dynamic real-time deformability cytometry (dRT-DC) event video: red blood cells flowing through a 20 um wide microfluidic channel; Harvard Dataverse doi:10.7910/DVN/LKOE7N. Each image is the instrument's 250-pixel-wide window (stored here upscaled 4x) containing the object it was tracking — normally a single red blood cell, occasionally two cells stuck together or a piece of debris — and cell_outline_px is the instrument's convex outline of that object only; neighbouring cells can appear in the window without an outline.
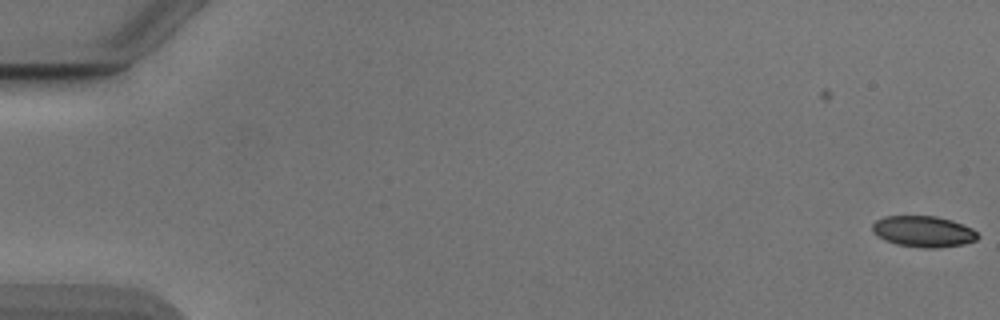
{"species": "Egyptian fruit bat (a non-hibernating species)", "species_latin": "Rousettus aegyptiacus", "temperature_condition": "cold", "stored_images_in_passage": 5, "camera_frame_rate_fps": 3000, "um_per_image_px": 0.085, "animal": {"sex": "male"}, "frame": {"image": 1, "passage_image": 5, "time_ms": 1.333, "image_size_px": [1000, 320], "cell_outline_px": [[980, 236], [976, 240], [964, 244], [936, 248], [924, 248], [896, 244], [884, 240], [876, 236], [872, 232], [872, 224], [876, 220], [884, 216], [936, 216], [952, 220], [972, 228]], "centroid_in_image_um": [78.47, 19.67], "position_along_channel_um": 6.5, "area_um2": 19.25}}